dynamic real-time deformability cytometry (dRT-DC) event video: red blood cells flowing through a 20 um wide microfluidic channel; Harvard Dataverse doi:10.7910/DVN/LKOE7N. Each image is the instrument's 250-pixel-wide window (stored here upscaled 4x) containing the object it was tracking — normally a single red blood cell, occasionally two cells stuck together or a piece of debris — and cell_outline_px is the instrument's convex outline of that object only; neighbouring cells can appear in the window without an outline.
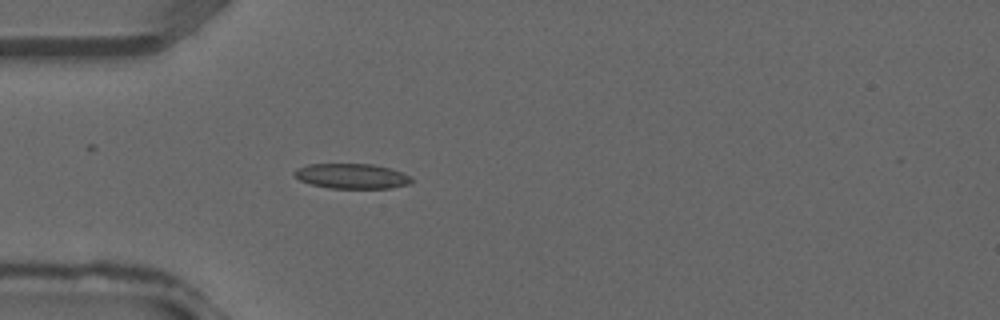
{"species": "common noctule bat (a hibernating species)", "species_latin": "Nyctalus noctula", "temperature_condition": "warm", "stored_images_in_passage": 23, "camera_frame_rate_fps": 3000, "um_per_image_px": 0.085, "animal": {"sex": "male", "forearm_length_mm": 52.5}, "frame": {"image": 1, "passage_image": 6, "time_ms": 1.667, "image_size_px": [1000, 320], "cell_outline_px": [[412, 180], [408, 184], [392, 188], [328, 188], [312, 184], [300, 180], [292, 172], [296, 168], [308, 164], [372, 164], [388, 168], [412, 176]], "centroid_in_image_um": [29.88, 14.97], "position_along_channel_um": 55.1, "area_um2": 16.99}}
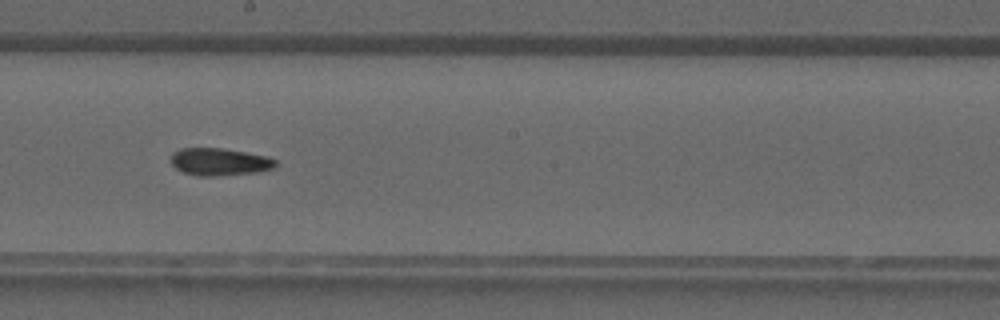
{"frame": {"image": 2, "passage_image": 16, "time_ms": 5.0, "image_size_px": [1000, 320], "cell_outline_px": [[276, 168], [256, 172], [216, 176], [200, 176], [184, 172], [176, 168], [172, 164], [172, 152], [180, 148], [220, 148], [268, 156], [276, 160]], "centroid_in_image_um": [18.68, 13.75], "position_along_channel_um": 229.5, "area_um2": 16.65}}